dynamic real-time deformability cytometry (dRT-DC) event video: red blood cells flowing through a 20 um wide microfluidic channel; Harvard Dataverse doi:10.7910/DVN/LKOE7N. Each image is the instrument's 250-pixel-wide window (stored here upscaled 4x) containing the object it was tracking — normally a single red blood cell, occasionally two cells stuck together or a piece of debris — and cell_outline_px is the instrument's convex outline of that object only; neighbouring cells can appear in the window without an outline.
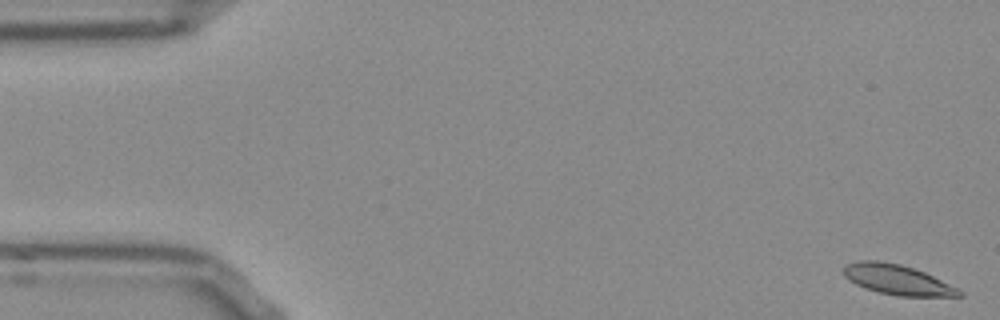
{"species": "Egyptian fruit bat (a non-hibernating species)", "species_latin": "Rousettus aegyptiacus", "temperature_condition": "room temperature", "stored_images_in_passage": 54, "camera_frame_rate_fps": 3000, "um_per_image_px": 0.085, "frame": {"image": 1, "passage_image": 1, "time_ms": 0.0, "image_size_px": [1000, 320], "cell_outline_px": [[964, 296], [896, 296], [864, 288], [848, 280], [844, 276], [840, 268], [844, 264], [860, 260], [876, 260], [900, 264], [924, 272], [964, 292]], "centroid_in_image_um": [76.18, 23.76], "position_along_channel_um": 8.8, "area_um2": 20.23}}
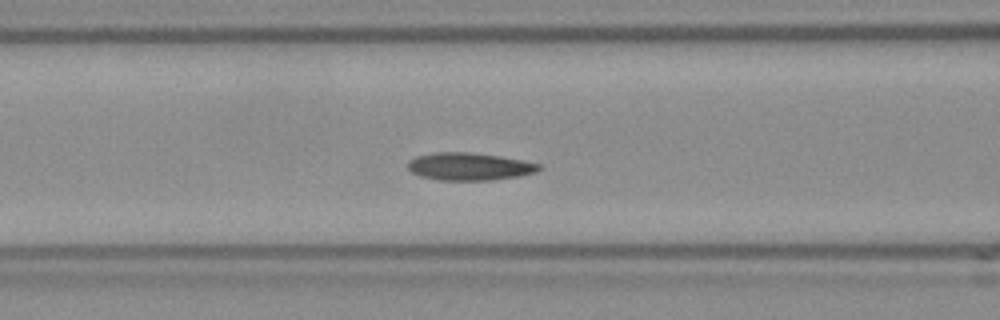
{"frame": {"image": 2, "passage_image": 21, "time_ms": 6.667, "image_size_px": [1000, 320], "cell_outline_px": [[544, 168], [536, 172], [520, 176], [492, 180], [440, 180], [420, 176], [412, 172], [408, 168], [408, 160], [416, 156], [436, 152], [468, 152], [500, 156], [540, 164]], "centroid_in_image_um": [39.9, 14.15], "position_along_channel_um": 126.7, "area_um2": 21.1}}
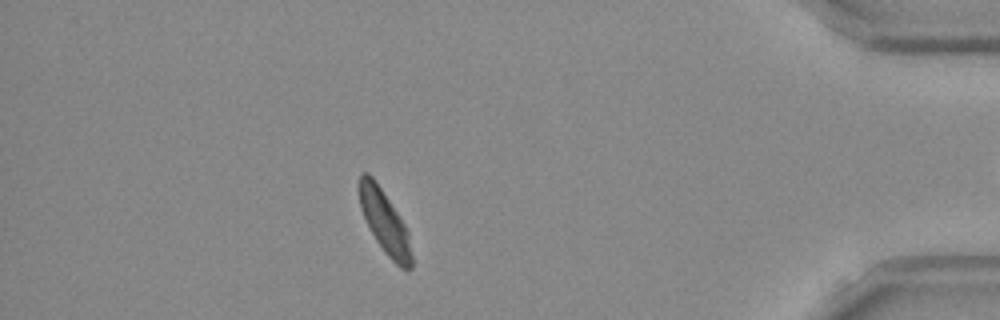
{"frame": {"image": 3, "passage_image": 47, "time_ms": 15.333, "image_size_px": [1000, 320], "cell_outline_px": [[412, 268], [400, 268], [384, 252], [376, 240], [360, 208], [360, 172], [368, 172], [372, 176], [404, 224], [408, 232], [412, 256]], "centroid_in_image_um": [32.71, 18.9], "position_along_channel_um": 402.5, "area_um2": 18.55}, "authors_computed_cell_mechanics": {"area_um2": 20.4901, "velocity_mm_per_s": 3.7415, "shape_relaxation_time_tau1_ms": 8.0969, "shape_relaxation_time_tau2_ms": 1.9663, "deformation_change_tau1": 0.1579, "deformation_change_tau2": 0.0659}}